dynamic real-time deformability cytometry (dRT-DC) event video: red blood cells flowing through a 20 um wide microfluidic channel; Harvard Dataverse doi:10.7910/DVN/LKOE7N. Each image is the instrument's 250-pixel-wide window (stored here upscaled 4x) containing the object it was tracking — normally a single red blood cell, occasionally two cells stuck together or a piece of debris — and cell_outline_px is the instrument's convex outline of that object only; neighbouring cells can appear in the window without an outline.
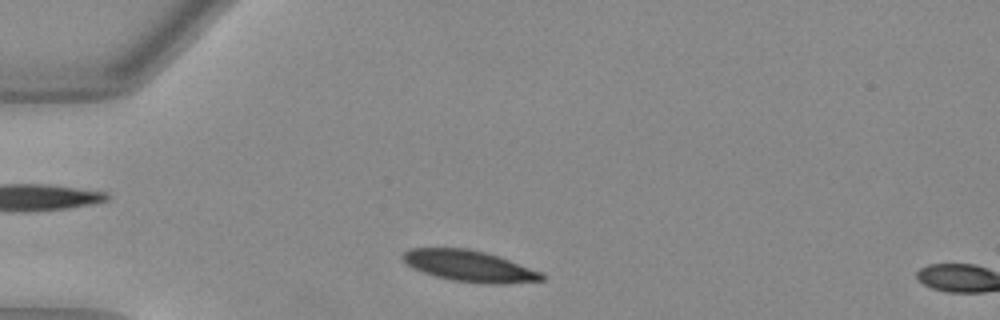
{"species": "Egyptian fruit bat (a non-hibernating species)", "species_latin": "Rousettus aegyptiacus", "temperature_condition": "warm", "stored_images_in_passage": 5, "camera_frame_rate_fps": 3000, "um_per_image_px": 0.085, "animal": {"sex": "female"}, "frame": {"image": 1, "passage_image": 3, "time_ms": 0.667, "image_size_px": [1000, 320], "cell_outline_px": [[548, 276], [544, 280], [504, 284], [484, 284], [452, 280], [436, 276], [412, 268], [400, 256], [404, 252], [412, 248], [468, 248], [484, 252], [508, 260], [540, 272]], "centroid_in_image_um": [39.9, 22.62], "position_along_channel_um": 45.1, "area_um2": 25.03}}